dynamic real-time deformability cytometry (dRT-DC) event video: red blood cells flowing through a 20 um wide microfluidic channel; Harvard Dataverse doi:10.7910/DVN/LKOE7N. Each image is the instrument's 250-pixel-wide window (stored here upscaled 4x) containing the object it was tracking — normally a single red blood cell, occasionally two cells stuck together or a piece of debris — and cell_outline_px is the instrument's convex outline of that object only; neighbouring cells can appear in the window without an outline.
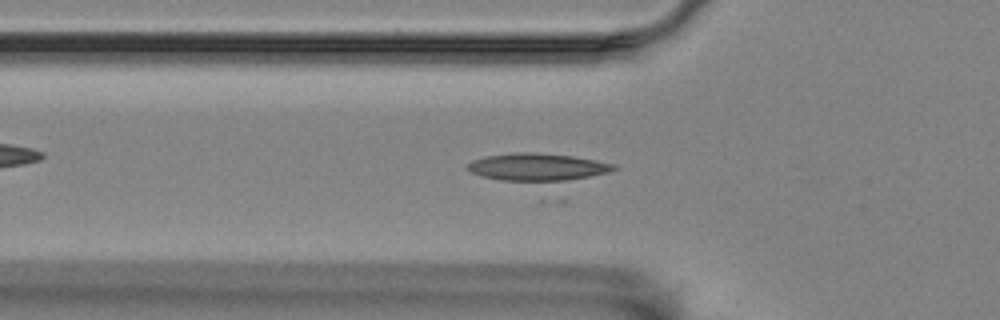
{"species": "Egyptian fruit bat (a non-hibernating species)", "species_latin": "Rousettus aegyptiacus", "temperature_condition": "room temperature", "stored_images_in_passage": 27, "camera_frame_rate_fps": 3000, "um_per_image_px": 0.085, "animal": {"sex": "female"}, "frame": {"image": 1, "passage_image": 18, "time_ms": 5.667, "image_size_px": [1000, 320], "cell_outline_px": [[620, 168], [608, 172], [560, 184], [540, 184], [500, 180], [484, 176], [472, 172], [468, 168], [468, 164], [472, 160], [484, 156], [516, 152], [532, 152], [572, 156], [596, 160], [616, 164]], "centroid_in_image_um": [45.77, 14.25], "position_along_channel_um": 80.0, "area_um2": 24.57}}
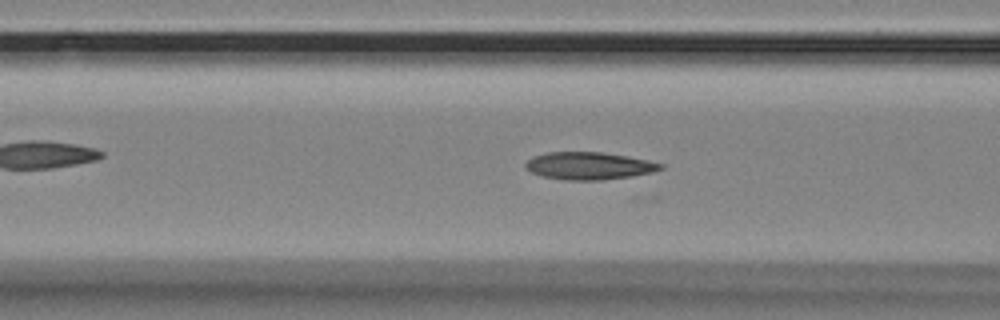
{"frame": {"image": 2, "passage_image": 21, "time_ms": 6.667, "image_size_px": [1000, 320], "cell_outline_px": [[664, 168], [652, 172], [632, 176], [604, 180], [564, 180], [544, 176], [532, 172], [524, 168], [524, 164], [532, 156], [548, 152], [600, 152], [648, 160], [664, 164]], "centroid_in_image_um": [50.05, 14.1], "position_along_channel_um": 116.5, "area_um2": 21.56}}
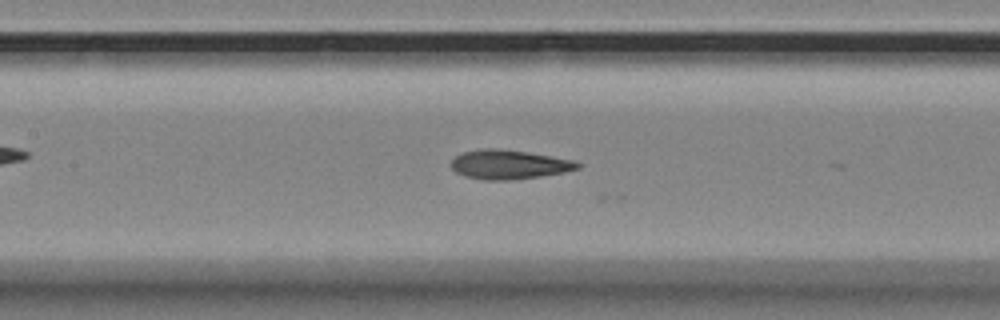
{"frame": {"image": 3, "passage_image": 25, "time_ms": 8.0, "image_size_px": [1000, 320], "cell_outline_px": [[584, 164], [580, 168], [564, 172], [540, 176], [512, 180], [484, 180], [464, 176], [456, 172], [452, 168], [452, 160], [456, 156], [464, 152], [484, 148], [492, 148], [528, 152], [552, 156], [572, 160]], "centroid_in_image_um": [43.29, 13.99], "position_along_channel_um": 164.1, "area_um2": 21.44}}